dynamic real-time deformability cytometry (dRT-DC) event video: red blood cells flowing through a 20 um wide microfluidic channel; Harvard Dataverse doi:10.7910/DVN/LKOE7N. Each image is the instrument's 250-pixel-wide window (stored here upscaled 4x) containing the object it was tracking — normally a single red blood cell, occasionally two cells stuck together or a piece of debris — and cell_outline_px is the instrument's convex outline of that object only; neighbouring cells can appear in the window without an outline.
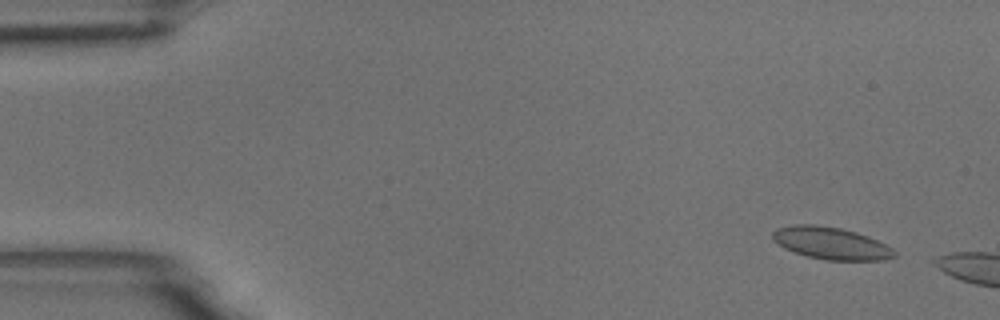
{"species": "common noctule bat (a hibernating species)", "species_latin": "Nyctalus noctula", "temperature_condition": "room temperature", "stored_images_in_passage": 11, "camera_frame_rate_fps": 3000, "um_per_image_px": 0.085, "animal": {"sex": "male", "body_mass_g": 18.8}, "frame": {"image": 1, "passage_image": 4, "time_ms": 1.0, "image_size_px": [1000, 320], "cell_outline_px": [[896, 256], [884, 260], [824, 260], [808, 256], [784, 248], [772, 240], [772, 232], [776, 228], [792, 224], [816, 224], [840, 228], [856, 232], [868, 236], [892, 248], [896, 252]], "centroid_in_image_um": [70.61, 20.66], "position_along_channel_um": 14.4, "area_um2": 22.89}}